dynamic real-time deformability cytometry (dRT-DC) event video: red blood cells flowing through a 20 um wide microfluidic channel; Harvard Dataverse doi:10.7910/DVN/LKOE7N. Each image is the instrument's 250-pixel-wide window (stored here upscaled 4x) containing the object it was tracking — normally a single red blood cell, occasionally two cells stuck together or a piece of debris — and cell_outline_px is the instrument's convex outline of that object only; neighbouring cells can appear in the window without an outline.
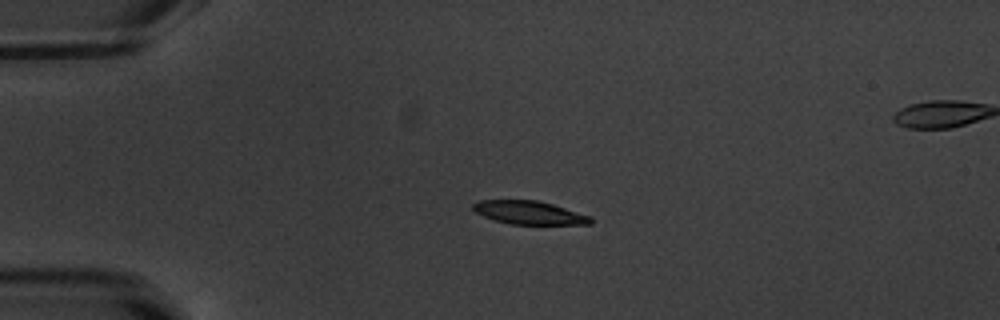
{"species": "common noctule bat (a hibernating species)", "species_latin": "Nyctalus noctula", "temperature_condition": "warm", "stored_images_in_passage": 43, "segment_of_instrument_passage": [1, 2], "camera_frame_rate_fps": 3000, "um_per_image_px": 0.085, "animal": {"sex": "male", "body_mass_g": 20.1, "forearm_length_mm": 53.5}, "frame": {"image": 1, "passage_image": 1, "time_ms": 0.0, "image_size_px": [1000, 320], "cell_outline_px": [[592, 224], [512, 224], [496, 220], [484, 216], [476, 212], [472, 208], [472, 204], [476, 200], [536, 200], [552, 204], [592, 216]], "centroid_in_image_um": [44.98, 18.07], "position_along_channel_um": 40.0, "area_um2": 15.9}}
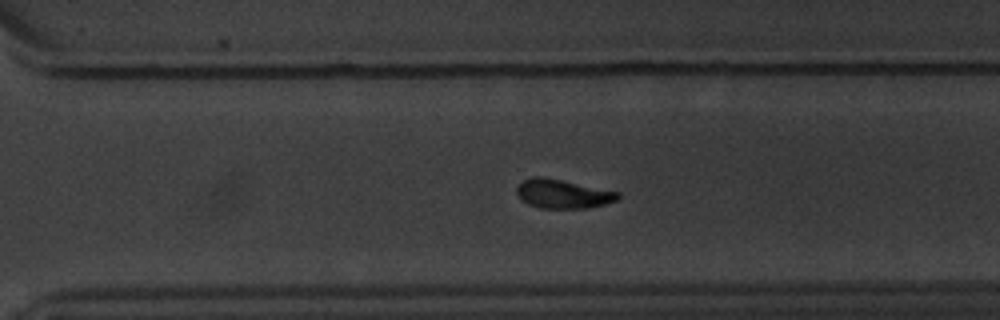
{"frame": {"image": 2, "passage_image": 26, "time_ms": 8.333, "image_size_px": [1000, 320], "cell_outline_px": [[620, 196], [616, 200], [604, 204], [588, 208], [540, 208], [528, 204], [516, 192], [516, 188], [524, 180], [532, 176], [540, 176], [620, 192]], "centroid_in_image_um": [47.84, 16.48], "position_along_channel_um": 322.8, "area_um2": 16.76}}
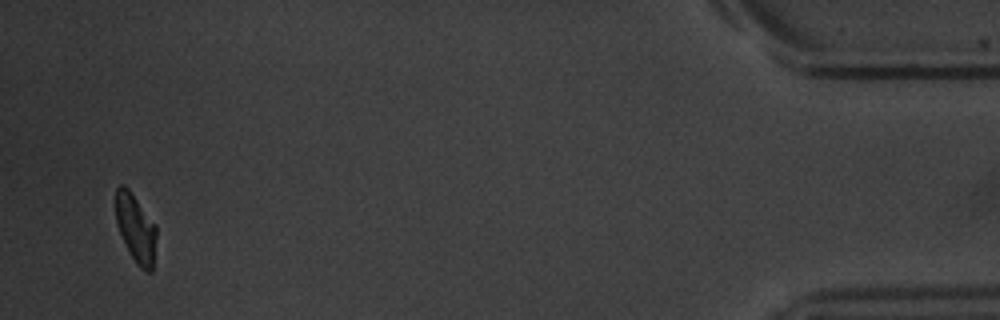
{"frame": {"image": 3, "passage_image": 40, "time_ms": 13.0, "image_size_px": [1000, 320], "cell_outline_px": [[156, 236], [152, 272], [144, 272], [136, 264], [120, 232], [116, 220], [116, 188], [120, 184], [124, 184], [128, 188], [156, 224]], "centroid_in_image_um": [11.55, 19.4], "position_along_channel_um": 423.6, "area_um2": 16.01}}